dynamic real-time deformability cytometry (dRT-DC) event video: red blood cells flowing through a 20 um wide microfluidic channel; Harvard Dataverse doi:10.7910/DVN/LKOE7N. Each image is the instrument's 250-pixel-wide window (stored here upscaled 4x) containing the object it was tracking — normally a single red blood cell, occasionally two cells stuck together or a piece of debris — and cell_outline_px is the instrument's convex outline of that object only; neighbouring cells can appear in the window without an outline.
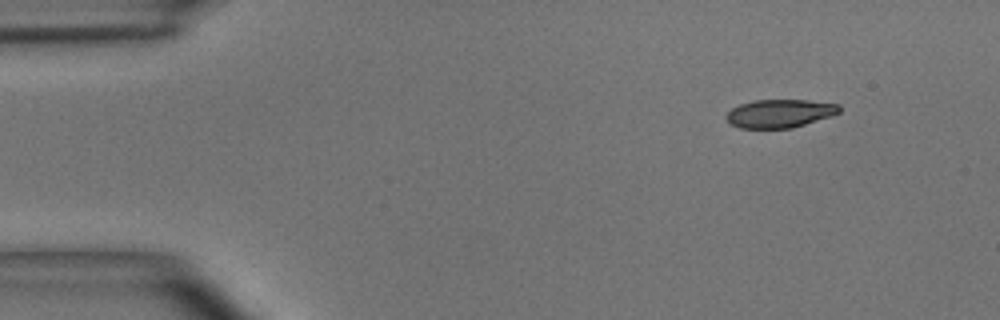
{"species": "common noctule bat (a hibernating species)", "species_latin": "Nyctalus noctula", "temperature_condition": "room temperature", "stored_images_in_passage": 3, "camera_frame_rate_fps": 3000, "um_per_image_px": 0.085, "animal": {"sex": "male", "body_mass_g": 15.6}, "frame": {"image": 1, "passage_image": 1, "time_ms": 0.0, "image_size_px": [1000, 320], "cell_outline_px": [[840, 112], [832, 116], [792, 128], [740, 128], [732, 124], [724, 116], [732, 108], [740, 104], [752, 100], [808, 100], [840, 104]], "centroid_in_image_um": [66.3, 9.64], "position_along_channel_um": 18.7, "area_um2": 18.67}}